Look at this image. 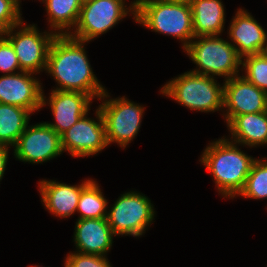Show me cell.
I'll return each mask as SVG.
<instances>
[{
  "mask_svg": "<svg viewBox=\"0 0 267 267\" xmlns=\"http://www.w3.org/2000/svg\"><path fill=\"white\" fill-rule=\"evenodd\" d=\"M136 21V10L128 6L126 0H91L81 6L76 27L69 34L71 37L91 42L109 32L126 16Z\"/></svg>",
  "mask_w": 267,
  "mask_h": 267,
  "instance_id": "8",
  "label": "cell"
},
{
  "mask_svg": "<svg viewBox=\"0 0 267 267\" xmlns=\"http://www.w3.org/2000/svg\"><path fill=\"white\" fill-rule=\"evenodd\" d=\"M36 75L28 71L0 75V103L22 107L32 114L40 111L43 85Z\"/></svg>",
  "mask_w": 267,
  "mask_h": 267,
  "instance_id": "14",
  "label": "cell"
},
{
  "mask_svg": "<svg viewBox=\"0 0 267 267\" xmlns=\"http://www.w3.org/2000/svg\"><path fill=\"white\" fill-rule=\"evenodd\" d=\"M236 10L227 29L229 42L241 57L263 53L266 48L267 31L248 10L242 7Z\"/></svg>",
  "mask_w": 267,
  "mask_h": 267,
  "instance_id": "15",
  "label": "cell"
},
{
  "mask_svg": "<svg viewBox=\"0 0 267 267\" xmlns=\"http://www.w3.org/2000/svg\"><path fill=\"white\" fill-rule=\"evenodd\" d=\"M80 1L83 4V3L88 2V1H91V0H80Z\"/></svg>",
  "mask_w": 267,
  "mask_h": 267,
  "instance_id": "33",
  "label": "cell"
},
{
  "mask_svg": "<svg viewBox=\"0 0 267 267\" xmlns=\"http://www.w3.org/2000/svg\"><path fill=\"white\" fill-rule=\"evenodd\" d=\"M149 1L152 0H132L129 5L132 6L135 10H138L144 3Z\"/></svg>",
  "mask_w": 267,
  "mask_h": 267,
  "instance_id": "29",
  "label": "cell"
},
{
  "mask_svg": "<svg viewBox=\"0 0 267 267\" xmlns=\"http://www.w3.org/2000/svg\"><path fill=\"white\" fill-rule=\"evenodd\" d=\"M85 179L80 184L71 185L56 180H39L38 190L42 205L54 217L68 218L76 213L81 191L92 181Z\"/></svg>",
  "mask_w": 267,
  "mask_h": 267,
  "instance_id": "16",
  "label": "cell"
},
{
  "mask_svg": "<svg viewBox=\"0 0 267 267\" xmlns=\"http://www.w3.org/2000/svg\"><path fill=\"white\" fill-rule=\"evenodd\" d=\"M32 113L19 106L0 103V145L14 147L29 124Z\"/></svg>",
  "mask_w": 267,
  "mask_h": 267,
  "instance_id": "21",
  "label": "cell"
},
{
  "mask_svg": "<svg viewBox=\"0 0 267 267\" xmlns=\"http://www.w3.org/2000/svg\"><path fill=\"white\" fill-rule=\"evenodd\" d=\"M94 114L96 117L92 119L86 113L60 135L63 153L67 151L71 157L83 158L97 155L108 147L105 124L98 106Z\"/></svg>",
  "mask_w": 267,
  "mask_h": 267,
  "instance_id": "10",
  "label": "cell"
},
{
  "mask_svg": "<svg viewBox=\"0 0 267 267\" xmlns=\"http://www.w3.org/2000/svg\"><path fill=\"white\" fill-rule=\"evenodd\" d=\"M238 196L254 200L267 199V157L255 159Z\"/></svg>",
  "mask_w": 267,
  "mask_h": 267,
  "instance_id": "23",
  "label": "cell"
},
{
  "mask_svg": "<svg viewBox=\"0 0 267 267\" xmlns=\"http://www.w3.org/2000/svg\"><path fill=\"white\" fill-rule=\"evenodd\" d=\"M23 71L20 68L17 55L11 43L0 34V72L5 74H14Z\"/></svg>",
  "mask_w": 267,
  "mask_h": 267,
  "instance_id": "27",
  "label": "cell"
},
{
  "mask_svg": "<svg viewBox=\"0 0 267 267\" xmlns=\"http://www.w3.org/2000/svg\"><path fill=\"white\" fill-rule=\"evenodd\" d=\"M110 207L107 220L115 236L145 235L157 214L150 198L135 190L121 194Z\"/></svg>",
  "mask_w": 267,
  "mask_h": 267,
  "instance_id": "7",
  "label": "cell"
},
{
  "mask_svg": "<svg viewBox=\"0 0 267 267\" xmlns=\"http://www.w3.org/2000/svg\"><path fill=\"white\" fill-rule=\"evenodd\" d=\"M28 267H42V265H32V266H28Z\"/></svg>",
  "mask_w": 267,
  "mask_h": 267,
  "instance_id": "34",
  "label": "cell"
},
{
  "mask_svg": "<svg viewBox=\"0 0 267 267\" xmlns=\"http://www.w3.org/2000/svg\"><path fill=\"white\" fill-rule=\"evenodd\" d=\"M226 126L229 141L250 149L267 145V111L235 116Z\"/></svg>",
  "mask_w": 267,
  "mask_h": 267,
  "instance_id": "18",
  "label": "cell"
},
{
  "mask_svg": "<svg viewBox=\"0 0 267 267\" xmlns=\"http://www.w3.org/2000/svg\"><path fill=\"white\" fill-rule=\"evenodd\" d=\"M169 1L178 2V3H181V4L191 5L196 0H169Z\"/></svg>",
  "mask_w": 267,
  "mask_h": 267,
  "instance_id": "30",
  "label": "cell"
},
{
  "mask_svg": "<svg viewBox=\"0 0 267 267\" xmlns=\"http://www.w3.org/2000/svg\"><path fill=\"white\" fill-rule=\"evenodd\" d=\"M223 119L226 125L242 114L267 111V93L238 75L223 81Z\"/></svg>",
  "mask_w": 267,
  "mask_h": 267,
  "instance_id": "13",
  "label": "cell"
},
{
  "mask_svg": "<svg viewBox=\"0 0 267 267\" xmlns=\"http://www.w3.org/2000/svg\"><path fill=\"white\" fill-rule=\"evenodd\" d=\"M49 96L42 91L41 108L48 105L55 122H46L57 134L71 128L86 113L90 114L93 99L78 91L50 90Z\"/></svg>",
  "mask_w": 267,
  "mask_h": 267,
  "instance_id": "12",
  "label": "cell"
},
{
  "mask_svg": "<svg viewBox=\"0 0 267 267\" xmlns=\"http://www.w3.org/2000/svg\"><path fill=\"white\" fill-rule=\"evenodd\" d=\"M226 136L211 141L200 155V163L210 172L218 194L234 199L243 190L256 157L244 153Z\"/></svg>",
  "mask_w": 267,
  "mask_h": 267,
  "instance_id": "2",
  "label": "cell"
},
{
  "mask_svg": "<svg viewBox=\"0 0 267 267\" xmlns=\"http://www.w3.org/2000/svg\"><path fill=\"white\" fill-rule=\"evenodd\" d=\"M21 7L14 0H0V34L23 21Z\"/></svg>",
  "mask_w": 267,
  "mask_h": 267,
  "instance_id": "26",
  "label": "cell"
},
{
  "mask_svg": "<svg viewBox=\"0 0 267 267\" xmlns=\"http://www.w3.org/2000/svg\"><path fill=\"white\" fill-rule=\"evenodd\" d=\"M241 73L247 81L267 93V55L264 52L242 57Z\"/></svg>",
  "mask_w": 267,
  "mask_h": 267,
  "instance_id": "24",
  "label": "cell"
},
{
  "mask_svg": "<svg viewBox=\"0 0 267 267\" xmlns=\"http://www.w3.org/2000/svg\"><path fill=\"white\" fill-rule=\"evenodd\" d=\"M107 91L98 99L101 101L98 108L105 124L106 141L108 147L115 143L125 149L140 130L145 107L125 96L111 98Z\"/></svg>",
  "mask_w": 267,
  "mask_h": 267,
  "instance_id": "6",
  "label": "cell"
},
{
  "mask_svg": "<svg viewBox=\"0 0 267 267\" xmlns=\"http://www.w3.org/2000/svg\"><path fill=\"white\" fill-rule=\"evenodd\" d=\"M45 6L49 31L70 34L76 27L82 3L80 0H38Z\"/></svg>",
  "mask_w": 267,
  "mask_h": 267,
  "instance_id": "20",
  "label": "cell"
},
{
  "mask_svg": "<svg viewBox=\"0 0 267 267\" xmlns=\"http://www.w3.org/2000/svg\"><path fill=\"white\" fill-rule=\"evenodd\" d=\"M194 37L221 35L225 26L222 0H196L191 5Z\"/></svg>",
  "mask_w": 267,
  "mask_h": 267,
  "instance_id": "19",
  "label": "cell"
},
{
  "mask_svg": "<svg viewBox=\"0 0 267 267\" xmlns=\"http://www.w3.org/2000/svg\"><path fill=\"white\" fill-rule=\"evenodd\" d=\"M152 32L180 40L184 50L194 38L191 6L169 0H152L136 10V21Z\"/></svg>",
  "mask_w": 267,
  "mask_h": 267,
  "instance_id": "5",
  "label": "cell"
},
{
  "mask_svg": "<svg viewBox=\"0 0 267 267\" xmlns=\"http://www.w3.org/2000/svg\"><path fill=\"white\" fill-rule=\"evenodd\" d=\"M216 79L187 71L166 82L160 88V94L191 111H221L223 115L224 84Z\"/></svg>",
  "mask_w": 267,
  "mask_h": 267,
  "instance_id": "3",
  "label": "cell"
},
{
  "mask_svg": "<svg viewBox=\"0 0 267 267\" xmlns=\"http://www.w3.org/2000/svg\"><path fill=\"white\" fill-rule=\"evenodd\" d=\"M64 267H112L107 256L69 252L64 259Z\"/></svg>",
  "mask_w": 267,
  "mask_h": 267,
  "instance_id": "25",
  "label": "cell"
},
{
  "mask_svg": "<svg viewBox=\"0 0 267 267\" xmlns=\"http://www.w3.org/2000/svg\"><path fill=\"white\" fill-rule=\"evenodd\" d=\"M222 35L194 37L183 50L196 64L192 73L224 78L223 81L240 75L242 57L235 47Z\"/></svg>",
  "mask_w": 267,
  "mask_h": 267,
  "instance_id": "4",
  "label": "cell"
},
{
  "mask_svg": "<svg viewBox=\"0 0 267 267\" xmlns=\"http://www.w3.org/2000/svg\"><path fill=\"white\" fill-rule=\"evenodd\" d=\"M2 35L11 43L23 71L40 74L46 70L48 51L56 36L53 31H39L37 24L23 20Z\"/></svg>",
  "mask_w": 267,
  "mask_h": 267,
  "instance_id": "9",
  "label": "cell"
},
{
  "mask_svg": "<svg viewBox=\"0 0 267 267\" xmlns=\"http://www.w3.org/2000/svg\"><path fill=\"white\" fill-rule=\"evenodd\" d=\"M264 53L267 55V35H266V48L264 50Z\"/></svg>",
  "mask_w": 267,
  "mask_h": 267,
  "instance_id": "31",
  "label": "cell"
},
{
  "mask_svg": "<svg viewBox=\"0 0 267 267\" xmlns=\"http://www.w3.org/2000/svg\"><path fill=\"white\" fill-rule=\"evenodd\" d=\"M14 1L21 7L20 4H21V1H22V0H14Z\"/></svg>",
  "mask_w": 267,
  "mask_h": 267,
  "instance_id": "32",
  "label": "cell"
},
{
  "mask_svg": "<svg viewBox=\"0 0 267 267\" xmlns=\"http://www.w3.org/2000/svg\"><path fill=\"white\" fill-rule=\"evenodd\" d=\"M17 161L43 164L63 154L60 135L46 121L26 126L13 147Z\"/></svg>",
  "mask_w": 267,
  "mask_h": 267,
  "instance_id": "11",
  "label": "cell"
},
{
  "mask_svg": "<svg viewBox=\"0 0 267 267\" xmlns=\"http://www.w3.org/2000/svg\"><path fill=\"white\" fill-rule=\"evenodd\" d=\"M86 43L69 34L56 35L48 51L45 73L56 82L53 90L78 91L98 100L107 89L93 72Z\"/></svg>",
  "mask_w": 267,
  "mask_h": 267,
  "instance_id": "1",
  "label": "cell"
},
{
  "mask_svg": "<svg viewBox=\"0 0 267 267\" xmlns=\"http://www.w3.org/2000/svg\"><path fill=\"white\" fill-rule=\"evenodd\" d=\"M73 242L75 251L84 254L107 256L116 237L107 218L76 219Z\"/></svg>",
  "mask_w": 267,
  "mask_h": 267,
  "instance_id": "17",
  "label": "cell"
},
{
  "mask_svg": "<svg viewBox=\"0 0 267 267\" xmlns=\"http://www.w3.org/2000/svg\"><path fill=\"white\" fill-rule=\"evenodd\" d=\"M96 180H92L82 191L77 205L78 219L107 218L108 200Z\"/></svg>",
  "mask_w": 267,
  "mask_h": 267,
  "instance_id": "22",
  "label": "cell"
},
{
  "mask_svg": "<svg viewBox=\"0 0 267 267\" xmlns=\"http://www.w3.org/2000/svg\"><path fill=\"white\" fill-rule=\"evenodd\" d=\"M11 147L0 145V182L3 179V176L5 174V170L7 167V162L9 159V151Z\"/></svg>",
  "mask_w": 267,
  "mask_h": 267,
  "instance_id": "28",
  "label": "cell"
}]
</instances>
